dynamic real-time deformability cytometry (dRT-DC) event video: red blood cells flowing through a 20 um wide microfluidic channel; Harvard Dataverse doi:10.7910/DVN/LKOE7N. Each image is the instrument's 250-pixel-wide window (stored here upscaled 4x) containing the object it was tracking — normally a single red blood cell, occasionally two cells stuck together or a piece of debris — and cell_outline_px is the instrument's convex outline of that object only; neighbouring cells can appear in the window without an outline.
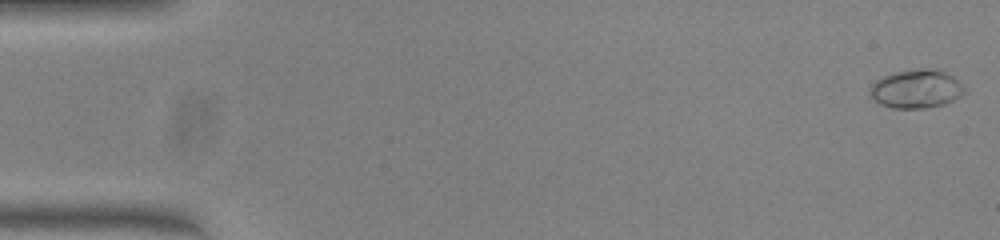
{"species": "common noctule bat (a hibernating species)", "species_latin": "Nyctalus noctula", "temperature_condition": "warm", "stored_images_in_passage": 51, "camera_frame_rate_fps": 3000, "um_per_image_px": 0.085, "animal": {"sex": "female", "body_mass_g": 23.0, "forearm_length_mm": 53.4}, "frame": {"image": 1, "passage_image": 1, "time_ms": 0.0, "image_size_px": [1000, 240], "cell_outline_px": [[968, 92], [944, 104], [924, 108], [892, 108], [880, 104], [868, 92], [868, 88], [876, 80], [892, 72], [912, 68], [940, 68], [952, 76]], "centroid_in_image_um": [77.87, 7.53], "position_along_channel_um": 7.1, "area_um2": 21.5}}
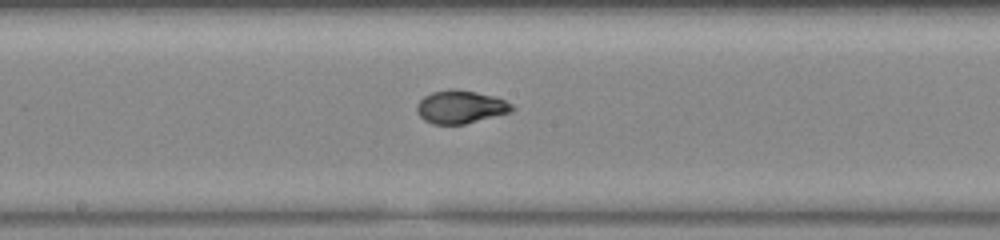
{"frame": {"image": 2, "passage_image": 27, "time_ms": 8.667, "image_size_px": [1000, 240], "cell_outline_px": [[516, 108], [512, 112], [464, 124], [432, 124], [424, 120], [416, 112], [416, 104], [424, 96], [432, 92], [448, 88], [456, 88], [476, 92], [492, 96], [504, 100], [512, 104]], "centroid_in_image_um": [39.13, 9.08], "position_along_channel_um": 209.1, "area_um2": 18.5}}
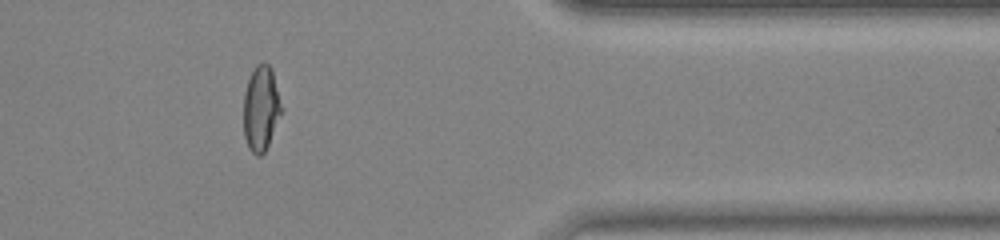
{"frame": {"image": 3, "passage_image": 42, "time_ms": 13.667, "image_size_px": [1000, 240], "cell_outline_px": [[284, 112], [264, 152], [260, 156], [256, 156], [248, 148], [244, 136], [244, 92], [248, 80], [256, 64], [268, 64], [272, 68], [284, 108]], "centroid_in_image_um": [22.22, 9.23], "position_along_channel_um": 389.2, "area_um2": 19.19}, "authors_computed_cell_mechanics": {"area_um2": 18.7272, "velocity_mm_per_s": 4.0405, "shape_relaxation_time_tau1_ms": 7.7067, "shape_relaxation_time_tau2_ms": null, "deformation_change_tau1": 0.2858, "deformation_change_tau2": null}}